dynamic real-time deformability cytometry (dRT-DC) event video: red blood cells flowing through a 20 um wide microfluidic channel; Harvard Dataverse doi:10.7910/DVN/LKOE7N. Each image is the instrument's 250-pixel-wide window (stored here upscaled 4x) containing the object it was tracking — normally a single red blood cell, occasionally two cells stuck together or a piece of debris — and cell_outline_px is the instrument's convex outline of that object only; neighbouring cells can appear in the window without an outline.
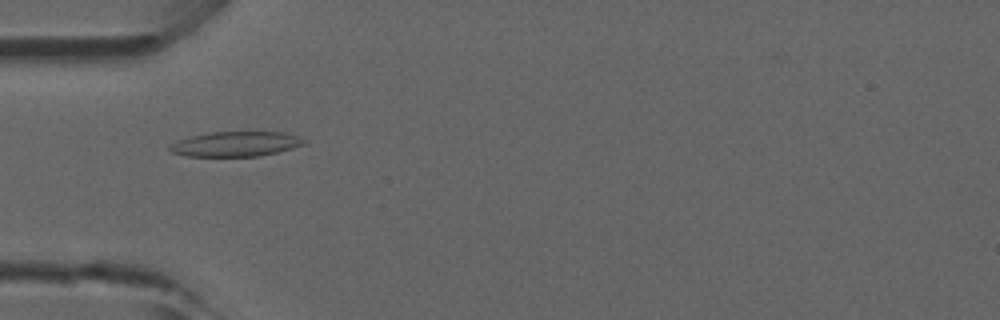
{"species": "common noctule bat (a hibernating species)", "species_latin": "Nyctalus noctula", "temperature_condition": "room temperature", "stored_images_in_passage": 1, "camera_frame_rate_fps": 3000, "um_per_image_px": 0.085, "animal": {"sex": "male", "forearm_length_mm": 52.5}, "frame": {"image": 1, "passage_image": 1, "time_ms": 0.0, "image_size_px": [1000, 320], "cell_outline_px": [[308, 144], [260, 156], [188, 156], [172, 152], [168, 148], [168, 144], [192, 136], [212, 132], [280, 132], [296, 136], [304, 140]], "centroid_in_image_um": [20.03, 12.24], "position_along_channel_um": 65.0, "area_um2": 19.25}}